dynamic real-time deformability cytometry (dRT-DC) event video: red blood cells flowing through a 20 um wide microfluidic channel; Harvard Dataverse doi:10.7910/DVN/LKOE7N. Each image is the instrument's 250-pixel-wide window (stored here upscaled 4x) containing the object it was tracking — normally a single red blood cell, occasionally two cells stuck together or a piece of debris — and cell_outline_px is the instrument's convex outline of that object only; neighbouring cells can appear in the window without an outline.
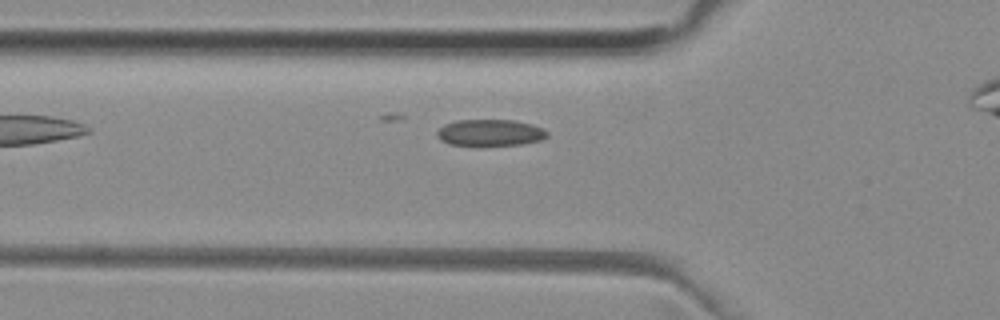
{"species": "common noctule bat (a hibernating species)", "species_latin": "Nyctalus noctula", "temperature_condition": "room temperature", "stored_images_in_passage": 14, "camera_frame_rate_fps": 3000, "um_per_image_px": 0.085, "animal": {"sex": "female", "body_mass_g": 29.2, "forearm_length_mm": 56.3}, "frame": {"image": 1, "passage_image": 3, "time_ms": 0.667, "image_size_px": [1000, 320], "cell_outline_px": [[548, 136], [540, 140], [524, 144], [448, 144], [440, 140], [436, 136], [436, 132], [444, 124], [456, 120], [512, 120], [532, 124], [544, 128], [548, 132]], "centroid_in_image_um": [41.67, 11.25], "position_along_channel_um": 84.1, "area_um2": 16.82}}
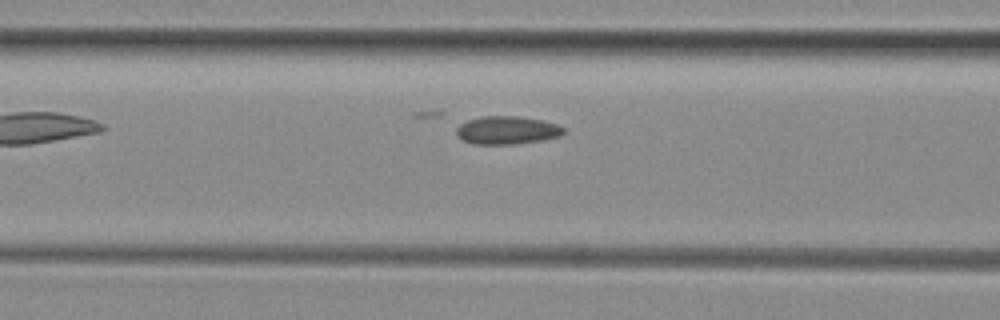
{"frame": {"image": 2, "passage_image": 6, "time_ms": 1.667, "image_size_px": [1000, 320], "cell_outline_px": [[564, 132], [560, 136], [544, 140], [512, 144], [472, 144], [464, 140], [456, 132], [456, 128], [460, 124], [468, 120], [480, 116], [516, 116], [544, 120], [556, 124], [564, 128]], "centroid_in_image_um": [43.11, 11.06], "position_along_channel_um": 123.5, "area_um2": 17.51}}
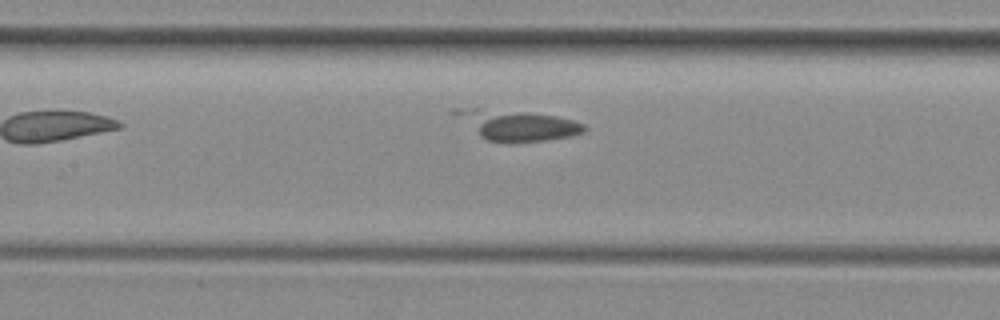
{"frame": {"image": 3, "passage_image": 9, "time_ms": 2.667, "image_size_px": [1000, 320], "cell_outline_px": [[588, 128], [584, 132], [568, 136], [548, 140], [508, 144], [488, 140], [480, 136], [472, 112], [472, 108], [480, 108], [528, 112], [556, 116], [572, 120], [584, 124]], "centroid_in_image_um": [44.45, 10.72], "position_along_channel_um": 163.0, "area_um2": 20.58}}